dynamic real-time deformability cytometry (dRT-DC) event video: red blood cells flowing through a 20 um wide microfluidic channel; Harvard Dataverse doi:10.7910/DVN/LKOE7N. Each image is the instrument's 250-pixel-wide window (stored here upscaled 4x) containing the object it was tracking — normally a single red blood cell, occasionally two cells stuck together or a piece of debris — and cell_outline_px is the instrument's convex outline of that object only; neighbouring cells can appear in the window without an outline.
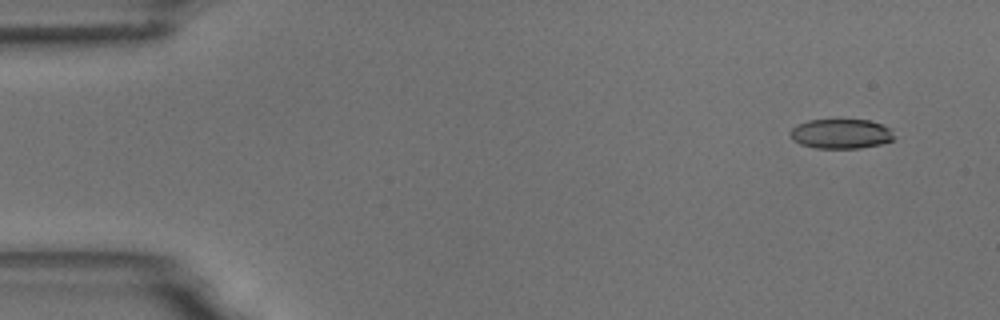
{"species": "common noctule bat (a hibernating species)", "species_latin": "Nyctalus noctula", "temperature_condition": "room temperature", "stored_images_in_passage": 10, "camera_frame_rate_fps": 3000, "um_per_image_px": 0.085, "animal": {"sex": "male", "body_mass_g": 18.8}, "frame": {"image": 1, "passage_image": 1, "time_ms": 0.0, "image_size_px": [1000, 320], "cell_outline_px": [[892, 140], [880, 144], [860, 148], [816, 148], [800, 144], [792, 140], [788, 132], [796, 124], [808, 120], [868, 120], [892, 128]], "centroid_in_image_um": [71.43, 11.37], "position_along_channel_um": 13.6, "area_um2": 17.98}}
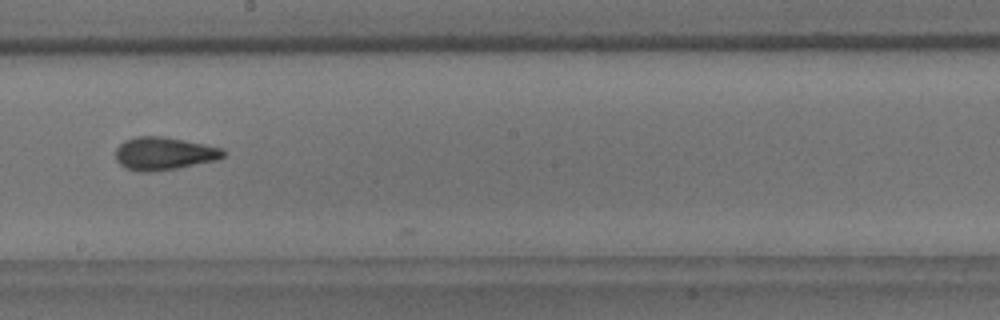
{"frame": {"image": 2, "passage_image": 9, "time_ms": 9.0, "image_size_px": [1000, 320], "cell_outline_px": [[224, 156], [216, 160], [176, 168], [148, 172], [140, 172], [124, 168], [116, 160], [116, 148], [124, 140], [136, 136], [160, 136], [184, 140], [224, 148]], "centroid_in_image_um": [13.9, 13.05], "position_along_channel_um": 234.3, "area_um2": 20.58}}
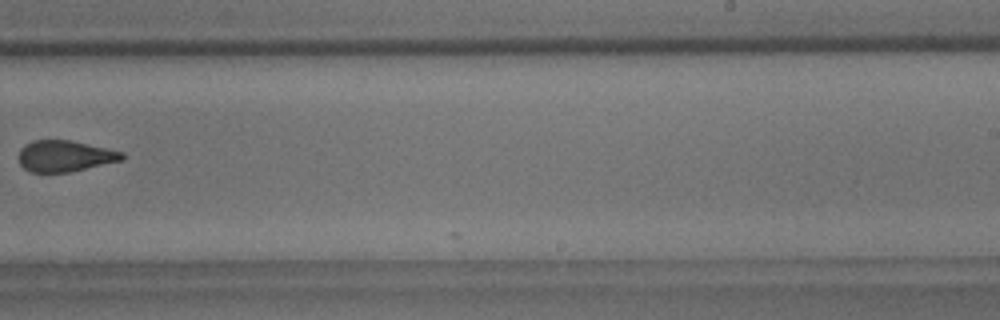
{"frame": {"image": 3, "passage_image": 10, "time_ms": 10.333, "image_size_px": [1000, 320], "cell_outline_px": [[124, 160], [68, 172], [32, 172], [24, 168], [20, 164], [20, 148], [24, 144], [32, 140], [72, 140], [124, 152]], "centroid_in_image_um": [5.53, 13.25], "position_along_channel_um": 283.5, "area_um2": 18.79}}